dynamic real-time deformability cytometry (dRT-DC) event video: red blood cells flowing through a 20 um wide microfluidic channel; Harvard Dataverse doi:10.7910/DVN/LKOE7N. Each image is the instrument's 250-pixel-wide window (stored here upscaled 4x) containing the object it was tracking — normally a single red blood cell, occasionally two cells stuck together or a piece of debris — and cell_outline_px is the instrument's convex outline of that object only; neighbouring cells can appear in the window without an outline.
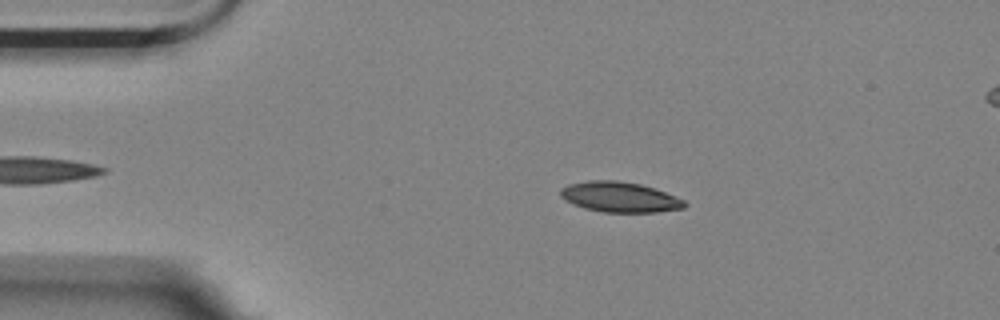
{"species": "Egyptian fruit bat (a non-hibernating species)", "species_latin": "Rousettus aegyptiacus", "temperature_condition": "room temperature", "stored_images_in_passage": 41, "camera_frame_rate_fps": 3000, "um_per_image_px": 0.085, "animal": {"sex": "female"}, "frame": {"image": 1, "passage_image": 3, "time_ms": 0.667, "image_size_px": [1000, 320], "cell_outline_px": [[688, 204], [684, 208], [656, 212], [604, 212], [584, 208], [572, 204], [564, 200], [560, 196], [560, 188], [568, 184], [588, 180], [616, 180], [640, 184], [664, 192], [684, 200]], "centroid_in_image_um": [52.63, 16.75], "position_along_channel_um": 32.4, "area_um2": 21.91}}
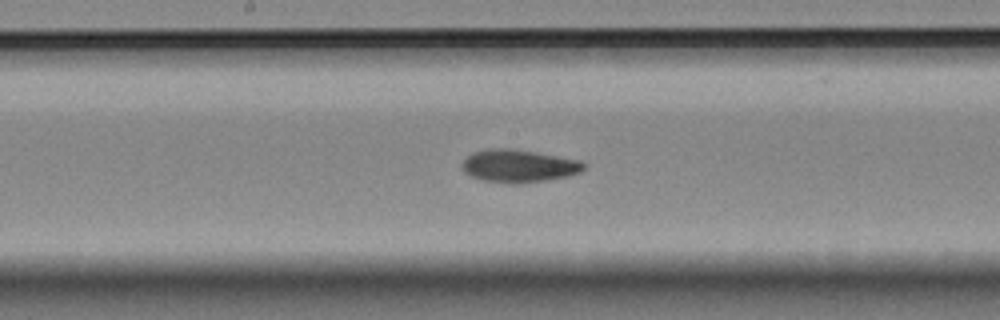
{"frame": {"image": 2, "passage_image": 21, "time_ms": 6.667, "image_size_px": [1000, 320], "cell_outline_px": [[584, 168], [580, 172], [568, 176], [548, 180], [512, 184], [480, 180], [464, 172], [460, 168], [460, 164], [472, 152], [492, 148], [508, 148], [536, 152], [580, 160], [584, 164]], "centroid_in_image_um": [44.05, 14.11], "position_along_channel_um": 204.2, "area_um2": 23.29}}
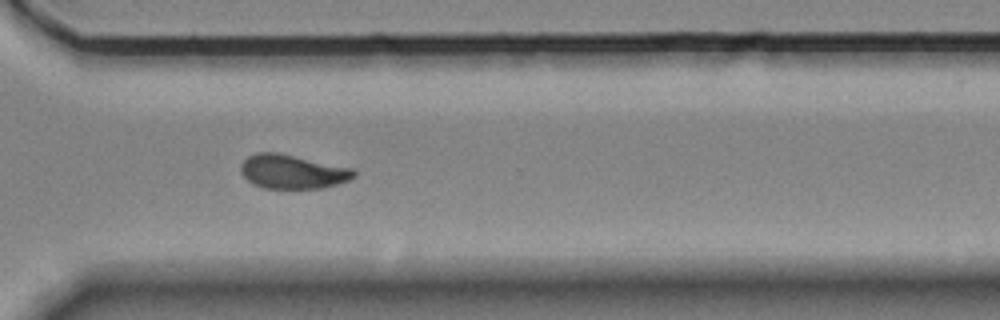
{"frame": {"image": 3, "passage_image": 33, "time_ms": 10.667, "image_size_px": [1000, 320], "cell_outline_px": [[356, 176], [348, 180], [336, 184], [320, 188], [264, 188], [252, 184], [240, 172], [240, 164], [248, 156], [256, 152], [276, 152], [352, 168], [356, 172]], "centroid_in_image_um": [24.82, 14.59], "position_along_channel_um": 345.8, "area_um2": 22.31}, "authors_computed_cell_mechanics": {"area_um2": 22.4842, "velocity_mm_per_s": 3.553, "shape_relaxation_time_tau1_ms": 4.9123, "shape_relaxation_time_tau2_ms": 3.7003, "deformation_change_tau1": 0.1326, "deformation_change_tau2": 0.0875}}